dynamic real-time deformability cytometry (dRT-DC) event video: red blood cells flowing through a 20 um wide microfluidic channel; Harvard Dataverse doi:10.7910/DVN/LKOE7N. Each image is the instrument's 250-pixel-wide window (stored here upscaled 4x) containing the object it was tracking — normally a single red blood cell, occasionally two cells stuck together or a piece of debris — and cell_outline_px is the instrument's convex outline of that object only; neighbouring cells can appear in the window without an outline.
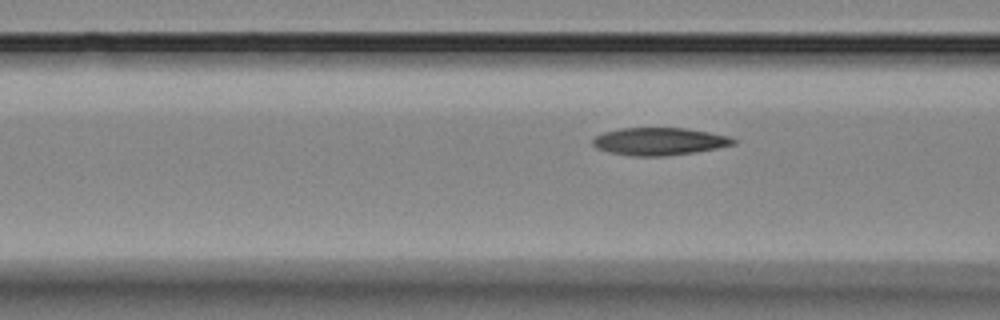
{"species": "Egyptian fruit bat (a non-hibernating species)", "species_latin": "Rousettus aegyptiacus", "temperature_condition": "room temperature", "stored_images_in_passage": 8, "segment_of_instrument_passage": [2, 2], "camera_frame_rate_fps": 3000, "um_per_image_px": 0.085, "animal": {"sex": "female"}, "frame": {"image": 1, "passage_image": 8, "time_ms": 8.667, "image_size_px": [1000, 320], "cell_outline_px": [[740, 140], [736, 144], [696, 152], [664, 156], [632, 156], [608, 152], [596, 148], [592, 144], [592, 140], [596, 136], [604, 132], [620, 128], [684, 128], [708, 132], [728, 136]], "centroid_in_image_um": [56.05, 12.02], "position_along_channel_um": 110.6, "area_um2": 22.66}}